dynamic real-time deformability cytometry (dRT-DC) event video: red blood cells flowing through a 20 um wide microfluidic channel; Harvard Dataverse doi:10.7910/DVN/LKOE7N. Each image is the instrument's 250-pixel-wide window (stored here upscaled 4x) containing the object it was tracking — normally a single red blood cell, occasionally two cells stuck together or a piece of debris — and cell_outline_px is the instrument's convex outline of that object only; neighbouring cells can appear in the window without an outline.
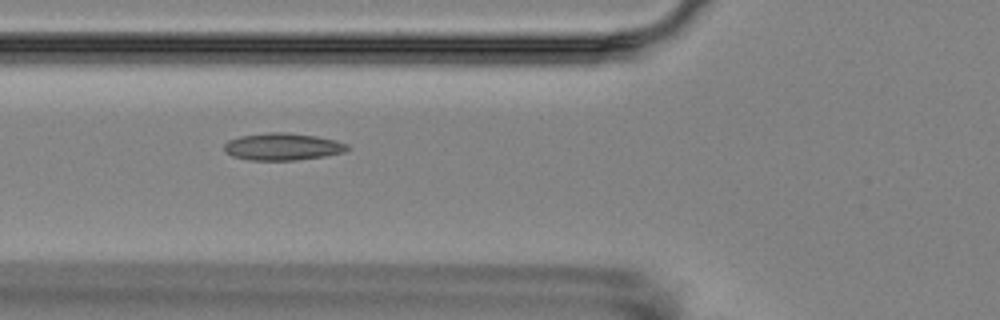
{"species": "Egyptian fruit bat (a non-hibernating species)", "species_latin": "Rousettus aegyptiacus", "temperature_condition": "room temperature", "stored_images_in_passage": 6, "camera_frame_rate_fps": 3000, "um_per_image_px": 0.085, "animal": {"sex": "female"}, "frame": {"image": 1, "passage_image": 5, "time_ms": 4.667, "image_size_px": [1000, 320], "cell_outline_px": [[348, 148], [344, 152], [324, 156], [296, 160], [252, 160], [232, 156], [224, 152], [224, 144], [228, 140], [240, 136], [268, 132], [288, 132], [316, 136], [336, 140], [348, 144]], "centroid_in_image_um": [24.0, 12.46], "position_along_channel_um": 101.8, "area_um2": 19.54}}
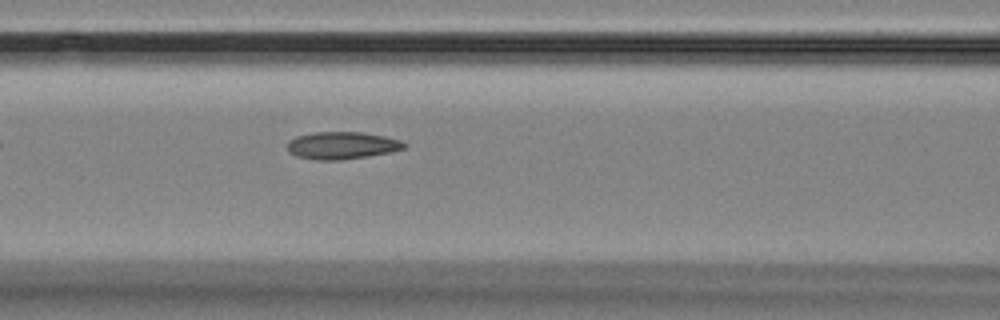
{"frame": {"image": 2, "passage_image": 6, "time_ms": 5.667, "image_size_px": [1000, 320], "cell_outline_px": [[408, 144], [404, 148], [392, 152], [368, 156], [340, 160], [316, 160], [296, 156], [288, 152], [288, 140], [296, 136], [312, 132], [360, 132], [384, 136], [400, 140]], "centroid_in_image_um": [29.05, 12.36], "position_along_channel_um": 137.5, "area_um2": 18.73}}